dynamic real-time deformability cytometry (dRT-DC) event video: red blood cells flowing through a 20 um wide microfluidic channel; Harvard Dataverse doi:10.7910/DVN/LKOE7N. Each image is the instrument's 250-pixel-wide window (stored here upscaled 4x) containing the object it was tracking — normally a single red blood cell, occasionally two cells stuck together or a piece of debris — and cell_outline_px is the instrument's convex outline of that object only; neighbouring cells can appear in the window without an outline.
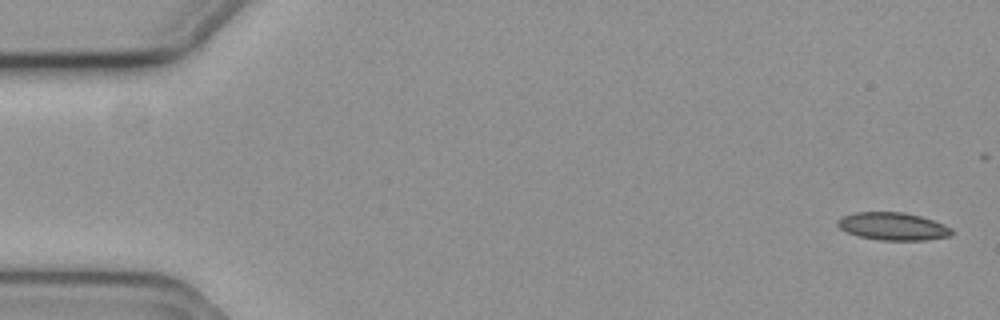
{"species": "common noctule bat (a hibernating species)", "species_latin": "Nyctalus noctula", "temperature_condition": "cold", "stored_images_in_passage": 4, "camera_frame_rate_fps": 3000, "um_per_image_px": 0.085, "animal": {"sex": "female", "body_mass_g": 19.3, "forearm_length_mm": 54.1}, "frame": {"image": 1, "passage_image": 1, "time_ms": 0.0, "image_size_px": [1000, 320], "cell_outline_px": [[956, 232], [952, 236], [928, 240], [880, 240], [860, 236], [848, 232], [840, 228], [836, 224], [836, 220], [840, 216], [856, 212], [904, 212], [920, 216], [944, 224], [952, 228]], "centroid_in_image_um": [75.93, 19.24], "position_along_channel_um": 9.1, "area_um2": 18.61}}
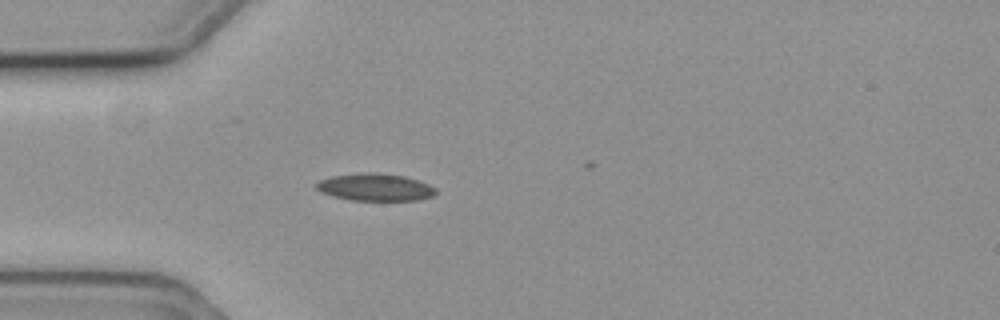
{"frame": {"image": 2, "passage_image": 4, "time_ms": 1.0, "image_size_px": [1000, 320], "cell_outline_px": [[436, 192], [432, 196], [416, 200], [352, 200], [332, 196], [320, 192], [312, 184], [320, 180], [332, 176], [360, 172], [376, 172], [404, 176], [428, 184], [436, 188]], "centroid_in_image_um": [31.83, 15.9], "position_along_channel_um": 53.2, "area_um2": 19.07}}